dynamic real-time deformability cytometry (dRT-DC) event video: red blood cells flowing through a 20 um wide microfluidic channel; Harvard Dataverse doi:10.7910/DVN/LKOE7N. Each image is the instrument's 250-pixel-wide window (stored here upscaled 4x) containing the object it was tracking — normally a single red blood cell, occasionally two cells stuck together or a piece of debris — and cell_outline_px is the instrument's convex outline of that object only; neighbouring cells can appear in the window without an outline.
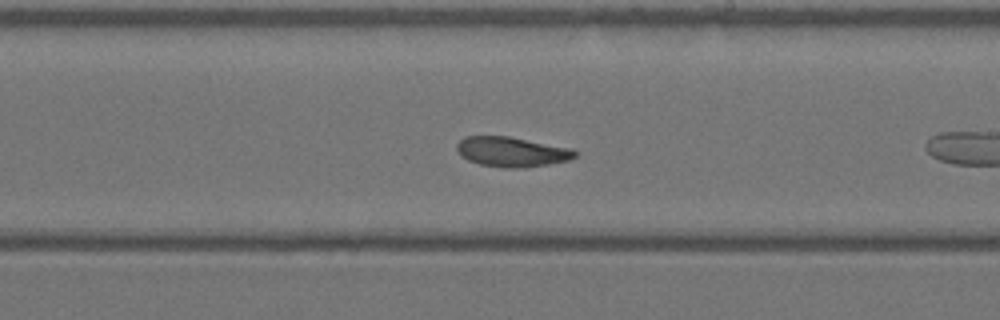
{"species": "Egyptian fruit bat (a non-hibernating species)", "species_latin": "Rousettus aegyptiacus", "temperature_condition": "warm", "stored_images_in_passage": 14, "camera_frame_rate_fps": 3000, "um_per_image_px": 0.085, "animal": {"sex": "female"}, "frame": {"image": 1, "passage_image": 12, "time_ms": 3.667, "image_size_px": [1000, 320], "cell_outline_px": [[576, 156], [568, 160], [548, 164], [520, 168], [504, 168], [480, 164], [468, 160], [460, 156], [456, 148], [456, 144], [464, 136], [508, 136], [572, 148], [576, 152]], "centroid_in_image_um": [43.46, 12.9], "position_along_channel_um": 245.5, "area_um2": 20.58}}